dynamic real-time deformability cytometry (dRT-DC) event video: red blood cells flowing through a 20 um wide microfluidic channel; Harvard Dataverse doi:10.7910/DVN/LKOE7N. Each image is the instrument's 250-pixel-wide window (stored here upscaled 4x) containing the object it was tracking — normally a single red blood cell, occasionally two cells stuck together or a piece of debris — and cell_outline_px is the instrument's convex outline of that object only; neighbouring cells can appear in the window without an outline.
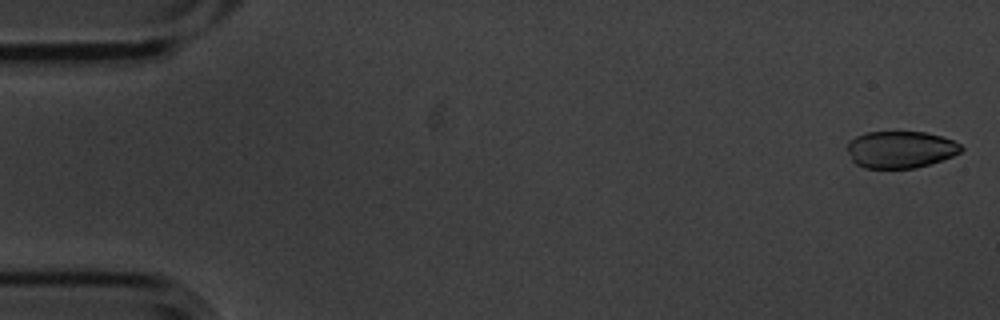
{"species": "common noctule bat (a hibernating species)", "species_latin": "Nyctalus noctula", "temperature_condition": "cold", "stored_images_in_passage": 5, "camera_frame_rate_fps": 3000, "um_per_image_px": 0.085, "animal": {"sex": "male", "body_mass_g": 20.1, "forearm_length_mm": 53.5}, "frame": {"image": 1, "passage_image": 1, "time_ms": 0.0, "image_size_px": [1000, 320], "cell_outline_px": [[964, 148], [960, 152], [952, 156], [916, 168], [864, 168], [856, 164], [852, 160], [848, 152], [848, 140], [856, 136], [868, 132], [896, 128], [924, 132], [940, 136], [952, 140], [960, 144]], "centroid_in_image_um": [76.51, 12.66], "position_along_channel_um": 8.5, "area_um2": 25.2}}